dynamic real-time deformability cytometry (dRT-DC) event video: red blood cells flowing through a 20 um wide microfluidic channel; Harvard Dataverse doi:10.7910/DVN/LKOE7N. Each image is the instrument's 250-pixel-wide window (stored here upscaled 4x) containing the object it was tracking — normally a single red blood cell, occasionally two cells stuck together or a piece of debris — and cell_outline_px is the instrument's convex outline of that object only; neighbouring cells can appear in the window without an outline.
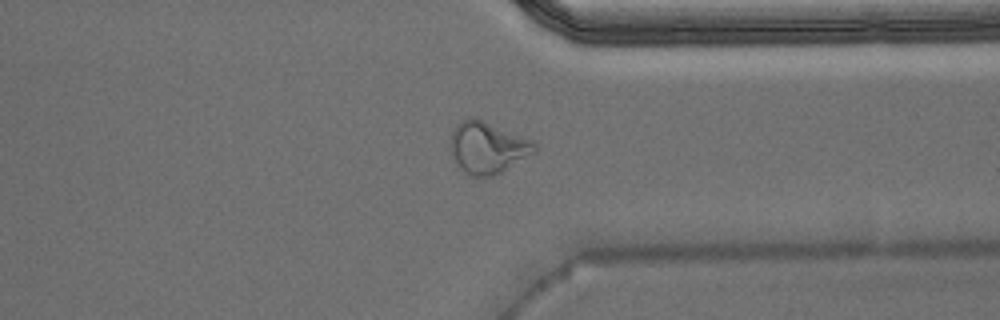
{"species": "Egyptian fruit bat (a non-hibernating species)", "species_latin": "Rousettus aegyptiacus", "temperature_condition": "warm", "stored_images_in_passage": 44, "camera_frame_rate_fps": 3000, "um_per_image_px": 0.085, "animal": {"sex": "male"}, "frame": {"image": 1, "passage_image": 32, "time_ms": 10.333, "image_size_px": [1000, 320], "cell_outline_px": [[536, 152], [500, 172], [492, 176], [472, 176], [464, 172], [456, 164], [448, 144], [452, 132], [456, 124], [460, 120], [484, 120], [532, 140], [536, 144]], "centroid_in_image_um": [41.42, 12.55], "position_along_channel_um": 370.0, "area_um2": 25.09}}
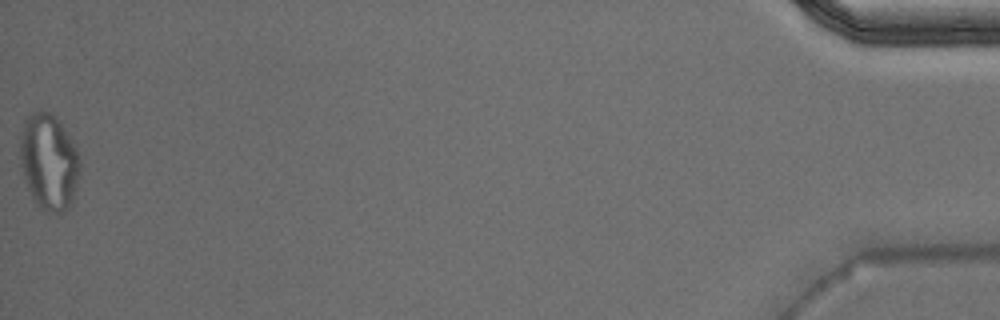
{"frame": {"image": 2, "passage_image": 44, "time_ms": 14.333, "image_size_px": [1000, 320], "cell_outline_px": [[80, 172], [76, 188], [72, 200], [68, 208], [60, 216], [40, 208], [32, 200], [20, 164], [20, 140], [24, 124], [28, 116], [32, 112], [40, 108], [56, 116], [72, 140], [76, 148], [80, 160]], "centroid_in_image_um": [4.16, 13.77], "position_along_channel_um": 431.0, "area_um2": 33.87}, "authors_computed_cell_mechanics": {"area_um2": 19.4208, "velocity_mm_per_s": 3.9937, "shape_relaxation_time_tau1_ms": null, "shape_relaxation_time_tau2_ms": 1.7854, "deformation_change_tau1": null, "deformation_change_tau2": 0.0867}}